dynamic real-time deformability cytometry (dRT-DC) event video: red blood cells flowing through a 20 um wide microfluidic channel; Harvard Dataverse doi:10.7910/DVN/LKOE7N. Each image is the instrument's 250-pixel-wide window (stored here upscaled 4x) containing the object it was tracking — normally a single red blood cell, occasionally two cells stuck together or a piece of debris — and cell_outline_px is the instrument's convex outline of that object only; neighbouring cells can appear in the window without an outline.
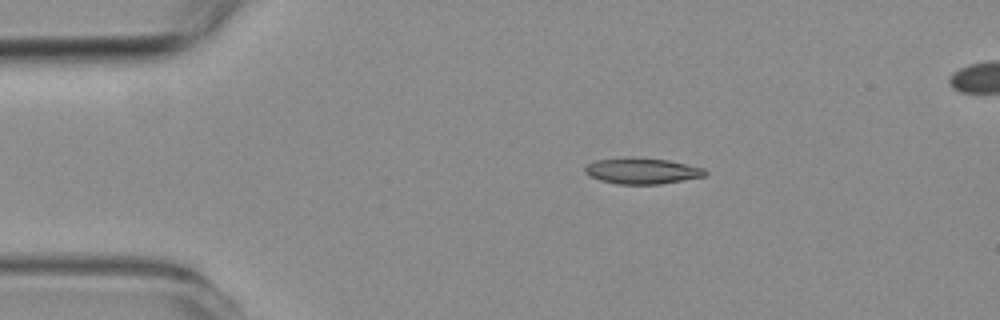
{"species": "common noctule bat (a hibernating species)", "species_latin": "Nyctalus noctula", "temperature_condition": "room temperature", "stored_images_in_passage": 7, "camera_frame_rate_fps": 3000, "um_per_image_px": 0.085, "animal": {"sex": "female", "body_mass_g": 19.3, "forearm_length_mm": 54.1}, "frame": {"image": 1, "passage_image": 2, "time_ms": 2.0, "image_size_px": [1000, 320], "cell_outline_px": [[708, 172], [704, 176], [660, 184], [616, 184], [600, 180], [584, 172], [584, 168], [588, 164], [596, 160], [668, 160], [704, 168]], "centroid_in_image_um": [54.61, 14.58], "position_along_channel_um": 30.4, "area_um2": 17.17}}
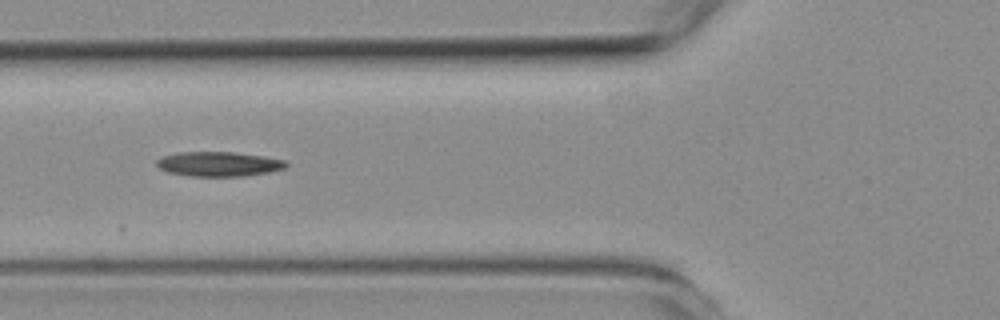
{"frame": {"image": 2, "passage_image": 5, "time_ms": 5.333, "image_size_px": [1000, 320], "cell_outline_px": [[288, 168], [268, 172], [244, 176], [188, 176], [168, 172], [160, 168], [156, 164], [156, 160], [164, 156], [180, 152], [232, 152], [264, 156], [288, 160]], "centroid_in_image_um": [18.65, 13.94], "position_along_channel_um": 107.2, "area_um2": 18.67}}
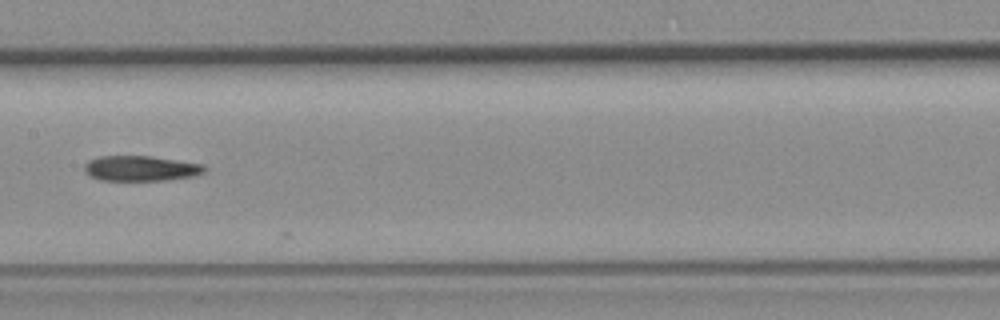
{"frame": {"image": 3, "passage_image": 7, "time_ms": 7.667, "image_size_px": [1000, 320], "cell_outline_px": [[208, 168], [204, 172], [196, 176], [164, 180], [100, 180], [88, 176], [84, 172], [84, 164], [88, 160], [100, 156], [152, 156], [204, 164]], "centroid_in_image_um": [11.97, 14.31], "position_along_channel_um": 195.4, "area_um2": 17.92}}